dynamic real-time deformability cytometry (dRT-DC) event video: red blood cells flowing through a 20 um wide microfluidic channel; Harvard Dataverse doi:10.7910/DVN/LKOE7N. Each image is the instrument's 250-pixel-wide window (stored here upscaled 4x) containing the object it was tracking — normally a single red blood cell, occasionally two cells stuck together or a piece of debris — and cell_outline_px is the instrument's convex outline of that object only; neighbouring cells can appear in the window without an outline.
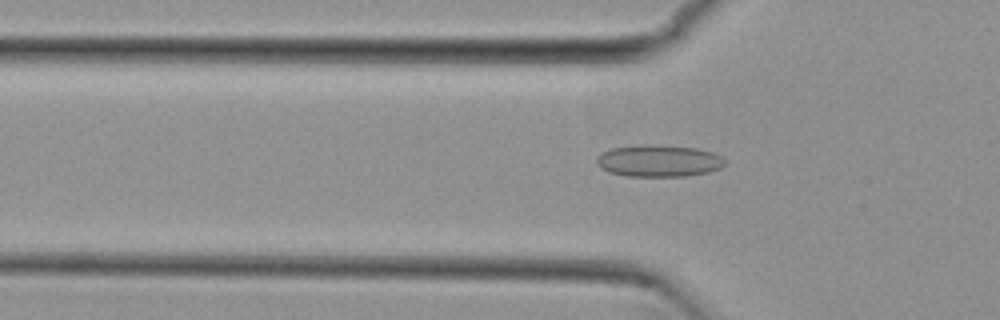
{"species": "common noctule bat (a hibernating species)", "species_latin": "Nyctalus noctula", "temperature_condition": "cold", "stored_images_in_passage": 53, "camera_frame_rate_fps": 3000, "um_per_image_px": 0.085, "animal": {"sex": "female", "body_mass_g": 29.2, "forearm_length_mm": 56.3}, "frame": {"image": 1, "passage_image": 17, "time_ms": 5.333, "image_size_px": [1000, 320], "cell_outline_px": [[724, 164], [720, 168], [708, 172], [684, 176], [624, 176], [608, 172], [600, 168], [596, 160], [600, 152], [612, 148], [640, 144], [644, 144], [696, 148], [712, 152], [720, 156], [724, 160]], "centroid_in_image_um": [55.94, 13.67], "position_along_channel_um": 69.9, "area_um2": 23.81}}
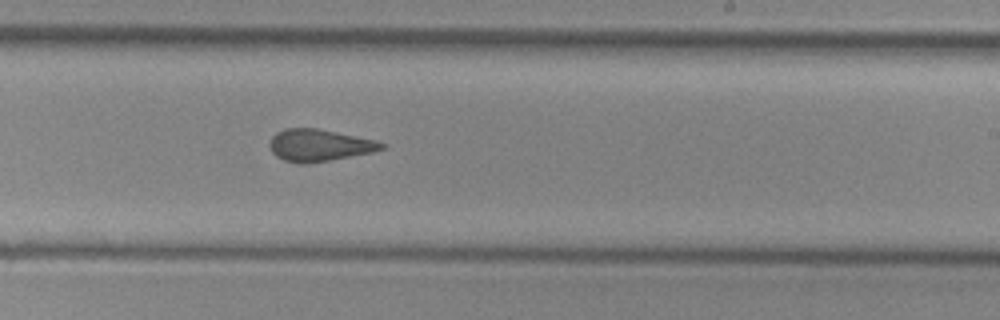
{"frame": {"image": 2, "passage_image": 32, "time_ms": 10.333, "image_size_px": [1000, 320], "cell_outline_px": [[388, 144], [384, 148], [372, 152], [308, 164], [300, 164], [284, 160], [276, 156], [272, 152], [268, 144], [272, 136], [276, 132], [284, 128], [316, 128], [376, 140]], "centroid_in_image_um": [27.11, 12.35], "position_along_channel_um": 261.9, "area_um2": 20.92}}
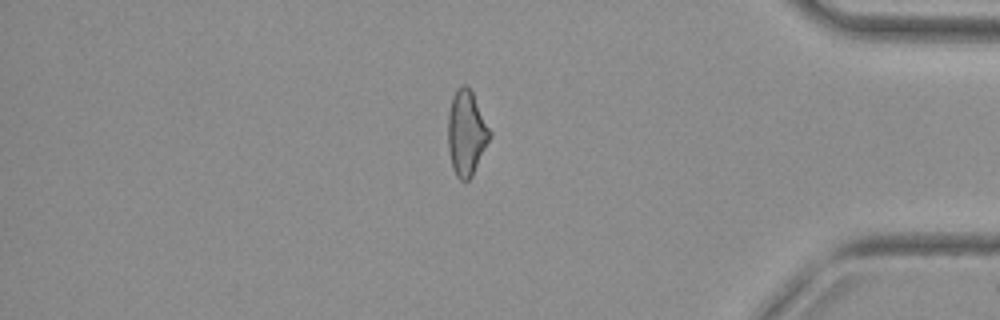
{"frame": {"image": 3, "passage_image": 45, "time_ms": 14.667, "image_size_px": [1000, 320], "cell_outline_px": [[492, 136], [472, 176], [468, 180], [460, 180], [456, 176], [452, 168], [448, 148], [448, 112], [452, 96], [456, 88], [460, 84], [468, 84], [492, 132]], "centroid_in_image_um": [39.64, 11.28], "position_along_channel_um": 395.6, "area_um2": 21.04}, "authors_computed_cell_mechanics": {"area_um2": 21.4438, "velocity_mm_per_s": 3.833, "shape_relaxation_time_tau1_ms": null, "shape_relaxation_time_tau2_ms": 2.0419, "deformation_change_tau1": null, "deformation_change_tau2": 0.0781}}